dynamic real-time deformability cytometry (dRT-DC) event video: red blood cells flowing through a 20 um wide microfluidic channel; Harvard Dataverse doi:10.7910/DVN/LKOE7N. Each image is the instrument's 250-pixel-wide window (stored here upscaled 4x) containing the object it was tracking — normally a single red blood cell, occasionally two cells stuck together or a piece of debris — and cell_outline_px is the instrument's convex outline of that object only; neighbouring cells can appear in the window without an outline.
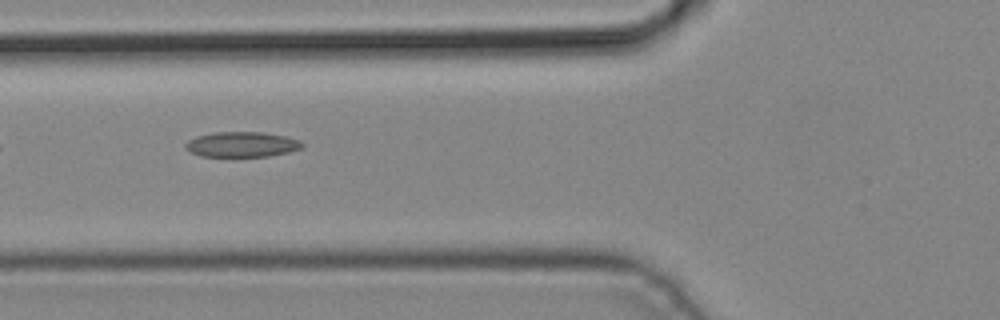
{"species": "common noctule bat (a hibernating species)", "species_latin": "Nyctalus noctula", "temperature_condition": "cold", "stored_images_in_passage": 2, "camera_frame_rate_fps": 3000, "um_per_image_px": 0.085, "animal": {"sex": "male", "body_mass_g": 19.2, "forearm_length_mm": 51.8}, "frame": {"image": 1, "passage_image": 2, "time_ms": 0.333, "image_size_px": [1000, 320], "cell_outline_px": [[304, 148], [288, 152], [268, 156], [200, 156], [184, 148], [184, 144], [188, 140], [196, 136], [212, 132], [264, 132], [288, 136], [300, 140], [304, 144]], "centroid_in_image_um": [20.58, 12.26], "position_along_channel_um": 105.2, "area_um2": 17.34}}